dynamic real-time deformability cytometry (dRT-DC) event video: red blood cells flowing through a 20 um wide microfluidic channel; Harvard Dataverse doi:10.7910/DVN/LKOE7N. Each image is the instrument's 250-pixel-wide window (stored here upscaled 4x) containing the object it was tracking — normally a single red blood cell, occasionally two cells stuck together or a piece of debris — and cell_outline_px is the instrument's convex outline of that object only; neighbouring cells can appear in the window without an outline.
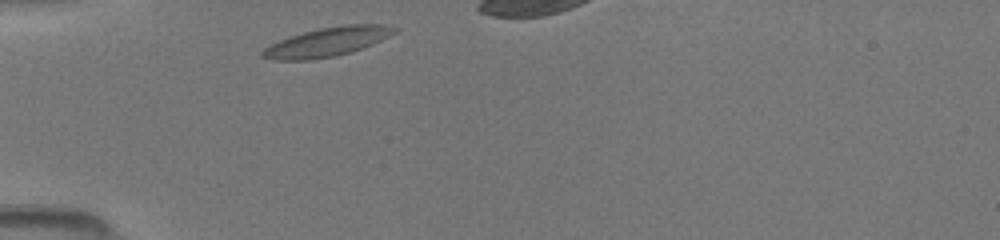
{"species": "common noctule bat (a hibernating species)", "species_latin": "Nyctalus noctula", "temperature_condition": "room temperature", "stored_images_in_passage": 27, "camera_frame_rate_fps": 3000, "um_per_image_px": 0.085, "animal": {"sex": "female", "body_mass_g": 19.5, "forearm_length_mm": 54.1}, "frame": {"image": 1, "passage_image": 1, "time_ms": 0.0, "image_size_px": [1000, 240], "cell_outline_px": [[400, 28], [396, 32], [372, 44], [352, 52], [332, 56], [308, 60], [272, 60], [260, 56], [260, 52], [264, 48], [280, 40], [304, 32], [320, 28], [344, 24], [380, 24]], "centroid_in_image_um": [27.82, 3.56], "position_along_channel_um": 57.2, "area_um2": 22.14}}
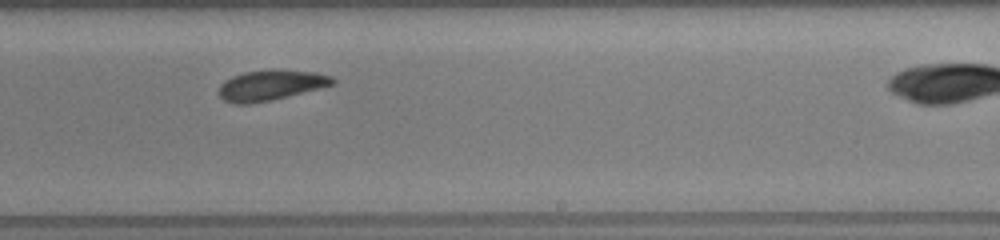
{"frame": {"image": 2, "passage_image": 17, "time_ms": 5.333, "image_size_px": [1000, 240], "cell_outline_px": [[336, 84], [272, 100], [248, 104], [236, 104], [224, 100], [220, 96], [220, 84], [224, 80], [232, 76], [244, 72], [272, 68], [316, 72], [332, 76], [336, 80]], "centroid_in_image_um": [23.04, 7.22], "position_along_channel_um": 266.0, "area_um2": 20.4}}
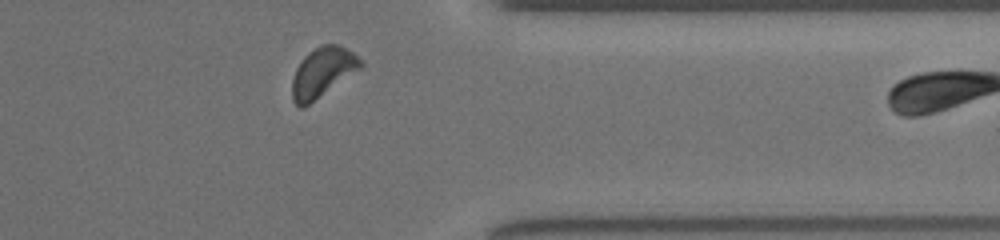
{"frame": {"image": 3, "passage_image": 26, "time_ms": 8.333, "image_size_px": [1000, 240], "cell_outline_px": [[364, 68], [308, 104], [300, 108], [292, 100], [292, 80], [296, 68], [300, 60], [308, 52], [320, 44], [340, 44], [348, 48], [364, 64]], "centroid_in_image_um": [27.44, 6.11], "position_along_channel_um": 384.0, "area_um2": 20.06}}